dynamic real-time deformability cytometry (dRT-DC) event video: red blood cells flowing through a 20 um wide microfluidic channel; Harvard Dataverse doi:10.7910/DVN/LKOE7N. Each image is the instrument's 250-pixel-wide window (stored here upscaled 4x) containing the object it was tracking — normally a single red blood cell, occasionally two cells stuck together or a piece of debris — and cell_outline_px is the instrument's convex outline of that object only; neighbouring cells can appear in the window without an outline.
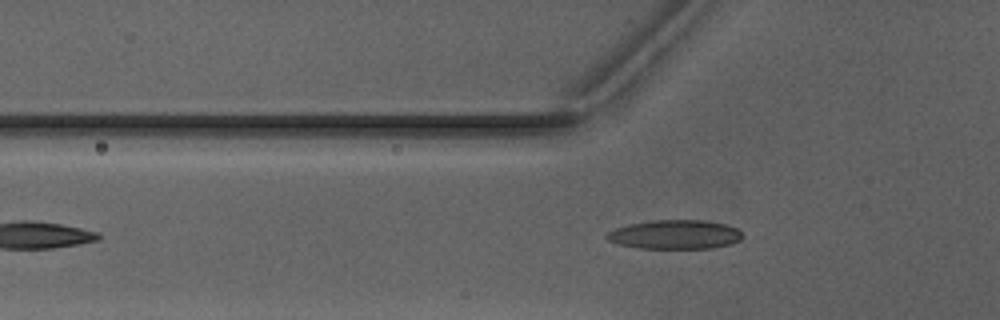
{"species": "Egyptian fruit bat (a non-hibernating species)", "species_latin": "Rousettus aegyptiacus", "temperature_condition": "warm", "stored_images_in_passage": 40, "camera_frame_rate_fps": 3000, "um_per_image_px": 0.085, "animal": {"sex": "male"}, "frame": {"image": 1, "passage_image": 12, "time_ms": 3.667, "image_size_px": [1000, 320], "cell_outline_px": [[740, 240], [728, 244], [712, 248], [636, 248], [616, 244], [608, 240], [604, 236], [608, 232], [616, 228], [628, 224], [652, 220], [708, 220], [728, 224], [736, 228], [740, 232]], "centroid_in_image_um": [57.33, 19.92], "position_along_channel_um": 68.5, "area_um2": 23.06}}
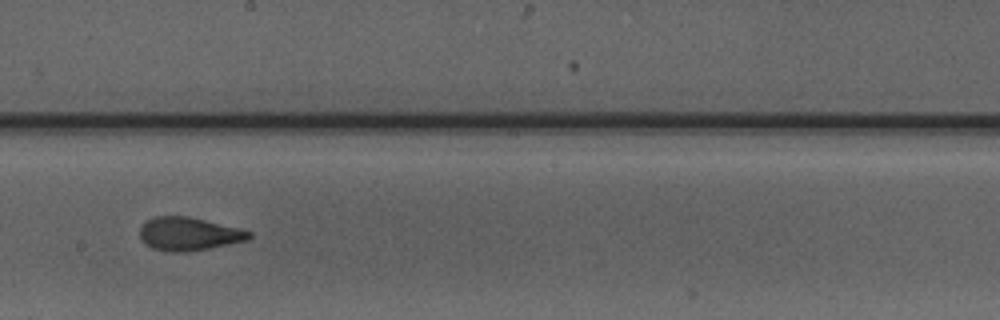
{"frame": {"image": 2, "passage_image": 24, "time_ms": 7.667, "image_size_px": [1000, 320], "cell_outline_px": [[252, 236], [248, 240], [208, 248], [184, 252], [168, 252], [152, 248], [144, 244], [140, 240], [140, 228], [148, 220], [156, 216], [188, 216], [240, 228], [252, 232]], "centroid_in_image_um": [16.04, 19.88], "position_along_channel_um": 232.2, "area_um2": 21.15}}
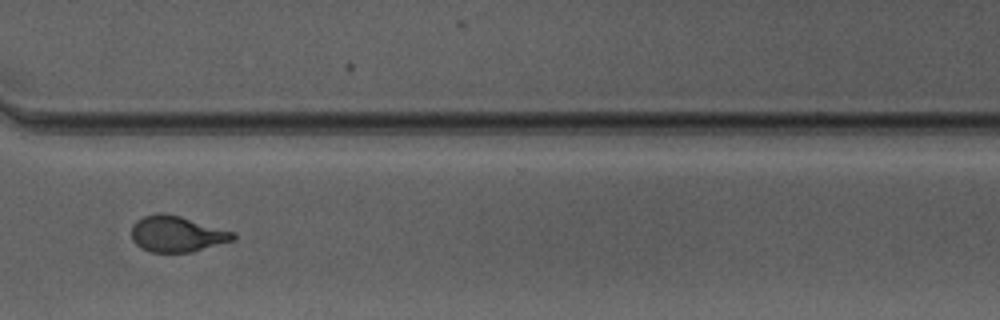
{"frame": {"image": 3, "passage_image": 33, "time_ms": 10.667, "image_size_px": [1000, 320], "cell_outline_px": [[236, 236], [232, 240], [192, 252], [152, 252], [140, 248], [132, 240], [132, 224], [136, 220], [144, 216], [156, 212], [164, 212], [180, 216], [236, 232]], "centroid_in_image_um": [15.01, 19.87], "position_along_channel_um": 355.6, "area_um2": 21.39}}